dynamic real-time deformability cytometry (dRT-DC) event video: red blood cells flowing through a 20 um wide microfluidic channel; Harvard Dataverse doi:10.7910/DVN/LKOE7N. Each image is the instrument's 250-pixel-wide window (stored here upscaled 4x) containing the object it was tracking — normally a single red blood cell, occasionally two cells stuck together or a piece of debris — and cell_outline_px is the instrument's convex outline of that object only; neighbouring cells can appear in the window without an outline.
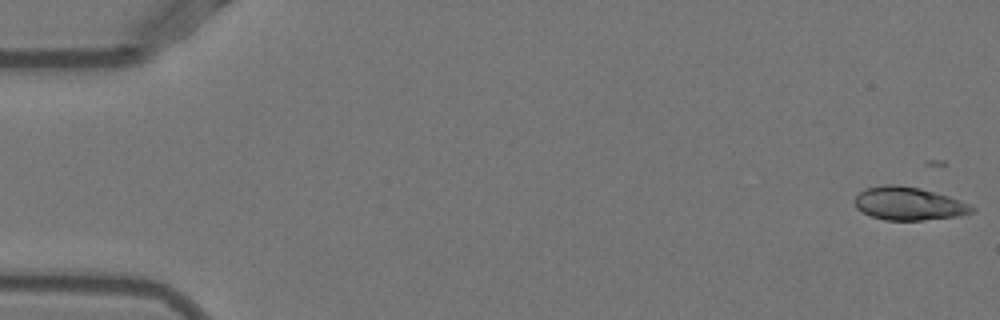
{"species": "Egyptian fruit bat (a non-hibernating species)", "species_latin": "Rousettus aegyptiacus", "temperature_condition": "warm", "stored_images_in_passage": 22, "camera_frame_rate_fps": 3000, "um_per_image_px": 0.085, "animal": {"sex": "female"}, "frame": {"image": 1, "passage_image": 1, "time_ms": 0.0, "image_size_px": [1000, 320], "cell_outline_px": [[976, 208], [972, 212], [960, 216], [924, 220], [884, 220], [860, 212], [856, 208], [856, 196], [864, 188], [884, 184], [896, 184], [916, 188], [948, 196], [968, 204]], "centroid_in_image_um": [77.2, 17.32], "position_along_channel_um": 7.8, "area_um2": 22.43}}
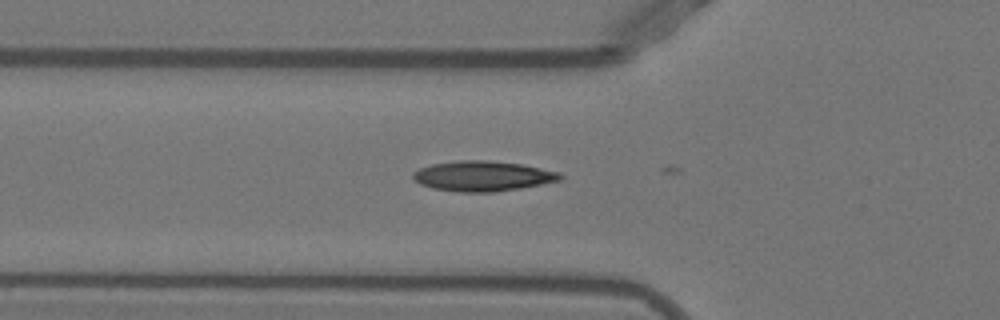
{"frame": {"image": 2, "passage_image": 18, "time_ms": 5.667, "image_size_px": [1000, 320], "cell_outline_px": [[564, 176], [560, 180], [520, 188], [492, 192], [460, 192], [432, 188], [420, 184], [412, 176], [412, 172], [420, 168], [432, 164], [460, 160], [484, 160], [520, 164], [560, 172]], "centroid_in_image_um": [41.01, 14.96], "position_along_channel_um": 84.8, "area_um2": 25.66}}
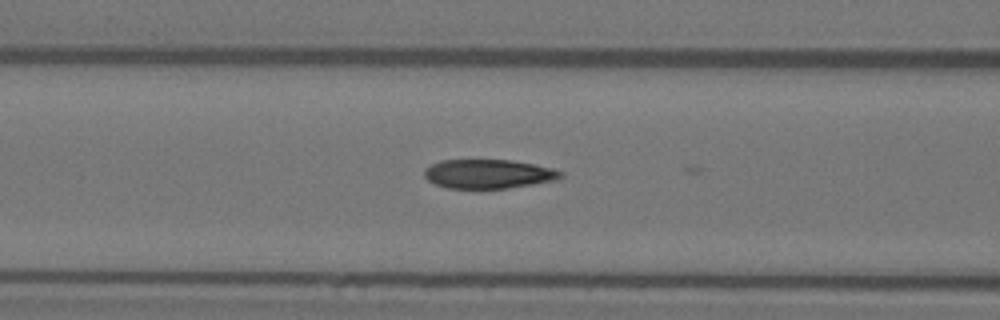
{"frame": {"image": 3, "passage_image": 21, "time_ms": 6.667, "image_size_px": [1000, 320], "cell_outline_px": [[564, 176], [556, 180], [508, 188], [448, 188], [436, 184], [428, 180], [424, 176], [424, 168], [440, 160], [512, 160], [536, 164], [552, 168], [564, 172]], "centroid_in_image_um": [41.53, 14.77], "position_along_channel_um": 125.1, "area_um2": 23.18}}